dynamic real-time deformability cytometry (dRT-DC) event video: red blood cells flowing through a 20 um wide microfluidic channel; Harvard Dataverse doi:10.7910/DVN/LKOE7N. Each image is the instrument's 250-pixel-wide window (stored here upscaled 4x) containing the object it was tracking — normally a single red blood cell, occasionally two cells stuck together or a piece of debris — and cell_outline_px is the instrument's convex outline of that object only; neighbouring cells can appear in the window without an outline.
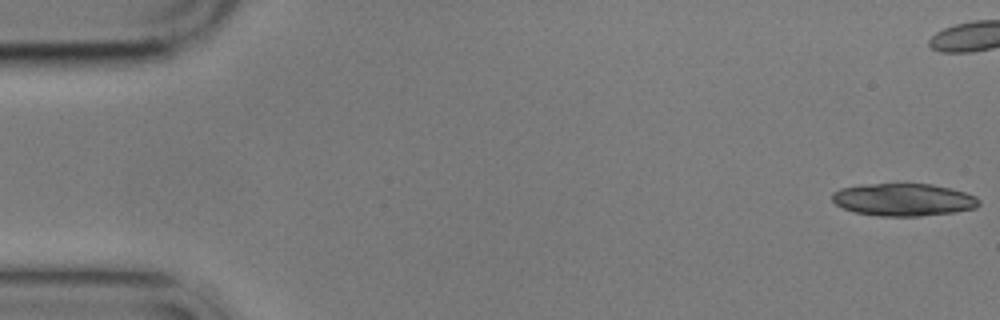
{"species": "common noctule bat (a hibernating species)", "species_latin": "Nyctalus noctula", "temperature_condition": "cold", "stored_images_in_passage": 10, "camera_frame_rate_fps": 3000, "um_per_image_px": 0.085, "animal": {"sex": "male", "body_mass_g": 17.9}, "frame": {"image": 1, "passage_image": 1, "time_ms": 0.0, "image_size_px": [1000, 320], "cell_outline_px": [[980, 204], [976, 208], [956, 212], [920, 216], [880, 216], [856, 212], [844, 208], [836, 204], [832, 200], [832, 192], [840, 188], [860, 184], [932, 184], [964, 192], [976, 196], [980, 200]], "centroid_in_image_um": [76.8, 16.97], "position_along_channel_um": 8.2, "area_um2": 27.86}}